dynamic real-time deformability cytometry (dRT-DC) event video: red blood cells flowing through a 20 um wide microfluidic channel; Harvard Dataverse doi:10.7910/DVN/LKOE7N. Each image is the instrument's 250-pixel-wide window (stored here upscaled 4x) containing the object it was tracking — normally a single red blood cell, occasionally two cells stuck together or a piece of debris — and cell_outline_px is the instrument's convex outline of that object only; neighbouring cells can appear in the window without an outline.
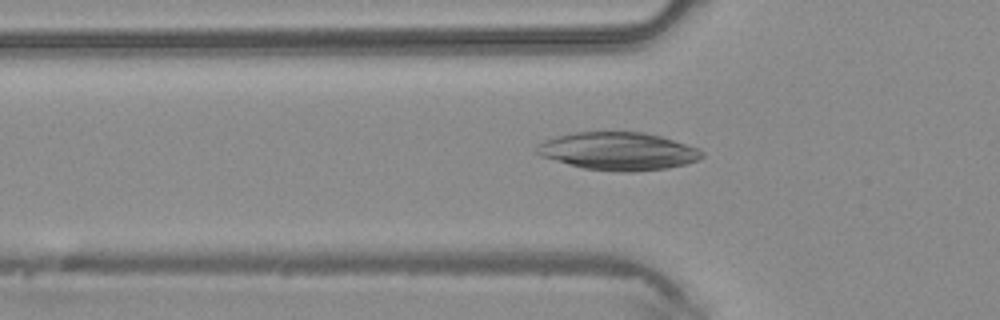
{"species": "common noctule bat (a hibernating species)", "species_latin": "Nyctalus noctula", "temperature_condition": "warm", "stored_images_in_passage": 42, "camera_frame_rate_fps": 3000, "um_per_image_px": 0.085, "animal": {"sex": "male", "body_mass_g": 20.4}, "frame": {"image": 1, "passage_image": 13, "time_ms": 4.0, "image_size_px": [1000, 320], "cell_outline_px": [[704, 156], [688, 164], [668, 168], [632, 172], [620, 172], [584, 168], [568, 164], [540, 156], [536, 152], [536, 144], [544, 140], [556, 136], [576, 132], [644, 132], [660, 136], [700, 148], [704, 152]], "centroid_in_image_um": [52.56, 12.85], "position_along_channel_um": 73.2, "area_um2": 36.59}}
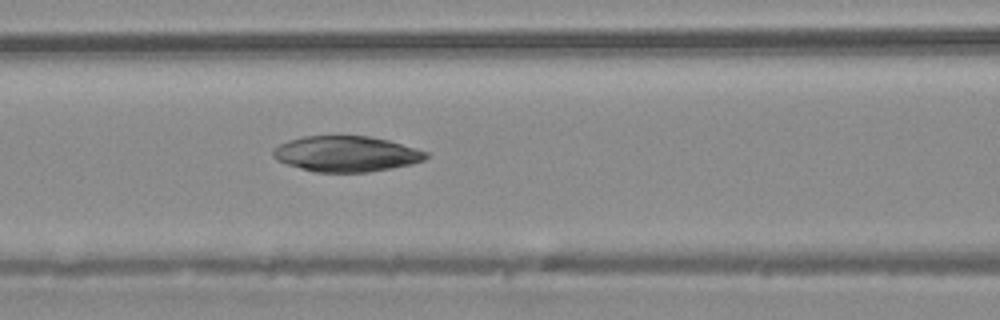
{"frame": {"image": 2, "passage_image": 17, "time_ms": 5.333, "image_size_px": [1000, 320], "cell_outline_px": [[428, 156], [424, 160], [412, 164], [392, 168], [368, 172], [316, 172], [300, 168], [276, 160], [272, 156], [272, 148], [288, 140], [304, 136], [368, 136], [388, 140], [416, 148], [428, 152]], "centroid_in_image_um": [29.42, 13.08], "position_along_channel_um": 137.2, "area_um2": 31.79}}
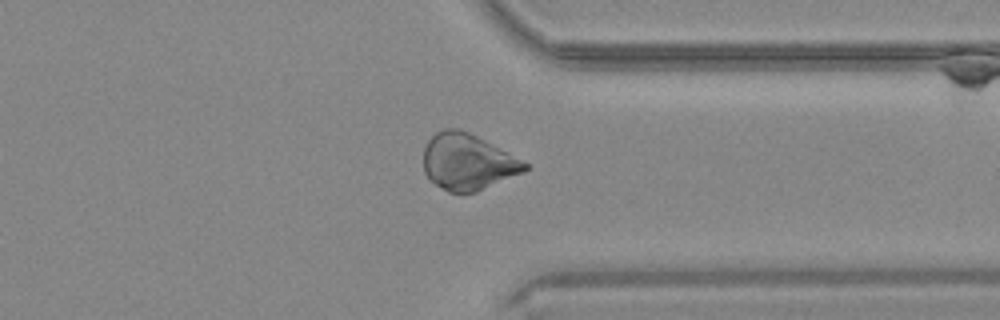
{"frame": {"image": 3, "passage_image": 32, "time_ms": 10.333, "image_size_px": [1000, 320], "cell_outline_px": [[528, 168], [524, 172], [476, 192], [448, 192], [436, 184], [424, 172], [424, 148], [428, 140], [436, 132], [444, 128], [456, 128], [468, 132], [484, 140], [528, 164]], "centroid_in_image_um": [39.73, 13.76], "position_along_channel_um": 371.7, "area_um2": 32.66}}